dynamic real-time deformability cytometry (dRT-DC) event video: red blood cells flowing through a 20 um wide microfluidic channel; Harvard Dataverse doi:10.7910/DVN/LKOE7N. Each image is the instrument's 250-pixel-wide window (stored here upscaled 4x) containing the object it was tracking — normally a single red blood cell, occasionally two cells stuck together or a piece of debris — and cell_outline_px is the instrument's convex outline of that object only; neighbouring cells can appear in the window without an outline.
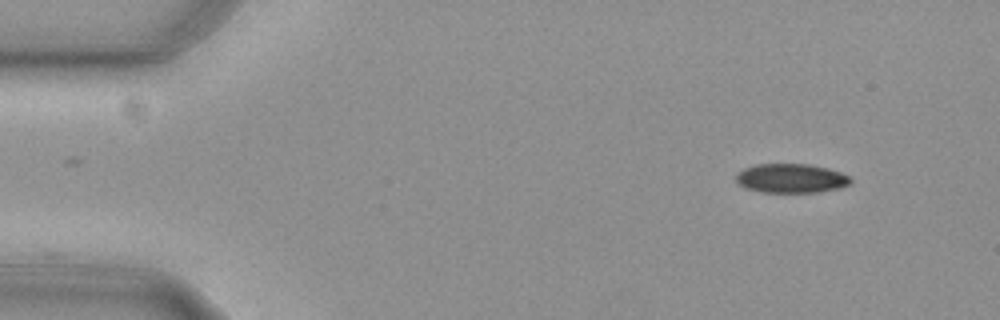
{"species": "common noctule bat (a hibernating species)", "species_latin": "Nyctalus noctula", "temperature_condition": "cold", "stored_images_in_passage": 42, "camera_frame_rate_fps": 3000, "um_per_image_px": 0.085, "animal": {"sex": "female", "body_mass_g": 29.2, "forearm_length_mm": 56.3}, "frame": {"image": 1, "passage_image": 1, "time_ms": 0.0, "image_size_px": [1000, 320], "cell_outline_px": [[852, 180], [848, 184], [836, 188], [816, 192], [764, 192], [748, 188], [740, 184], [736, 180], [736, 176], [744, 168], [756, 164], [808, 164], [828, 168], [840, 172], [848, 176]], "centroid_in_image_um": [67.24, 15.14], "position_along_channel_um": 17.8, "area_um2": 19.07}}
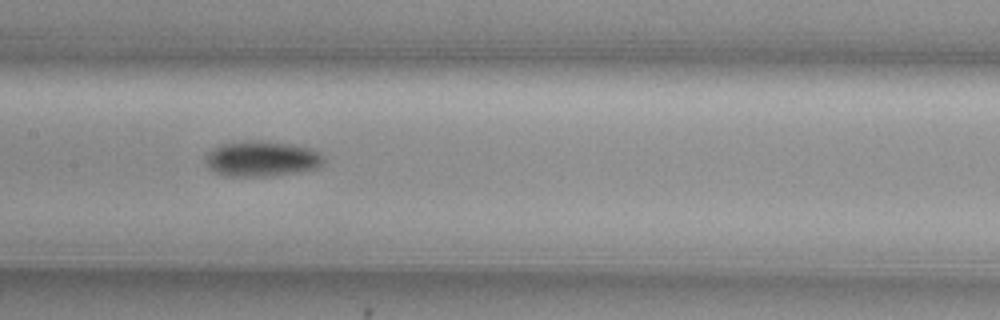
{"frame": {"image": 2, "passage_image": 22, "time_ms": 7.0, "image_size_px": [1000, 320], "cell_outline_px": [[324, 160], [316, 168], [292, 172], [264, 176], [220, 176], [208, 164], [208, 152], [224, 144], [244, 140], [268, 140], [308, 148], [316, 152]], "centroid_in_image_um": [22.22, 13.48], "position_along_channel_um": 185.2, "area_um2": 23.64}}
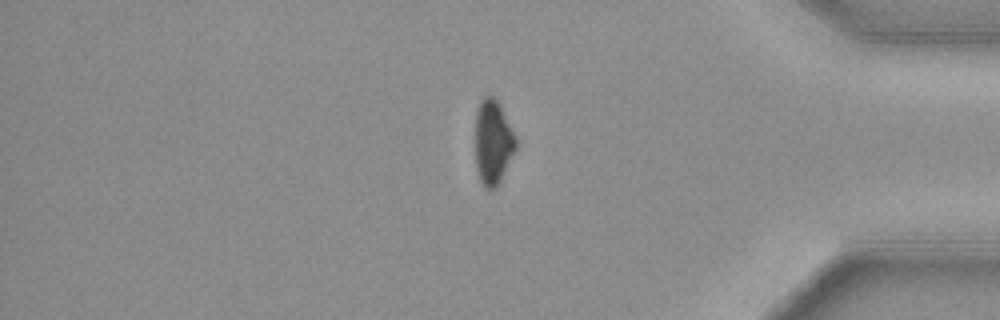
{"frame": {"image": 3, "passage_image": 41, "time_ms": 13.333, "image_size_px": [1000, 320], "cell_outline_px": [[516, 148], [500, 180], [492, 188], [484, 188], [480, 180], [476, 168], [476, 112], [480, 100], [484, 96], [492, 96], [500, 104], [516, 136]], "centroid_in_image_um": [41.89, 12.04], "position_along_channel_um": 393.3, "area_um2": 19.71}, "authors_computed_cell_mechanics": {"area_um2": 21.964, "velocity_mm_per_s": 3.7488, "shape_relaxation_time_tau1_ms": 3.5541, "shape_relaxation_time_tau2_ms": null, "deformation_change_tau1": 0.1059, "deformation_change_tau2": null}}